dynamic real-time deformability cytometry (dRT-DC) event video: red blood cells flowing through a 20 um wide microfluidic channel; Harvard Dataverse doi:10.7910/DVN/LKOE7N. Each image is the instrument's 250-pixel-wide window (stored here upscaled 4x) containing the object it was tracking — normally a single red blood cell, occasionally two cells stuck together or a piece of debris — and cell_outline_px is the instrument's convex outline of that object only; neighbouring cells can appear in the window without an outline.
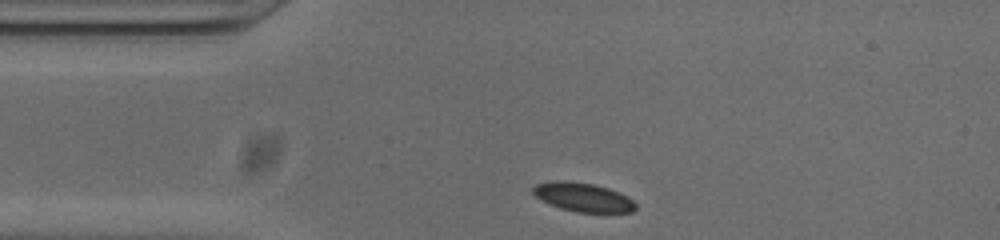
{"species": "common noctule bat (a hibernating species)", "species_latin": "Nyctalus noctula", "temperature_condition": "cold", "stored_images_in_passage": 33, "camera_frame_rate_fps": 3000, "um_per_image_px": 0.085, "animal": {"sex": "male", "body_mass_g": 20.0, "forearm_length_mm": 53.3}, "frame": {"image": 1, "passage_image": 1, "time_ms": 0.0, "image_size_px": [1000, 240], "cell_outline_px": [[636, 208], [632, 212], [576, 212], [560, 208], [540, 200], [532, 192], [532, 188], [536, 184], [556, 180], [564, 180], [592, 184], [608, 188], [628, 196], [636, 204]], "centroid_in_image_um": [49.54, 16.76], "position_along_channel_um": 35.5, "area_um2": 17.22}}
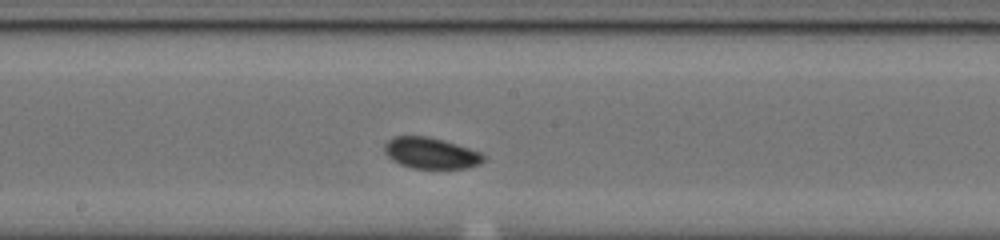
{"frame": {"image": 2, "passage_image": 17, "time_ms": 5.333, "image_size_px": [1000, 240], "cell_outline_px": [[484, 160], [480, 164], [468, 168], [412, 168], [400, 164], [392, 160], [384, 152], [384, 144], [388, 140], [396, 136], [428, 136], [444, 140], [480, 152], [484, 156]], "centroid_in_image_um": [36.61, 13.01], "position_along_channel_um": 211.6, "area_um2": 17.92}}
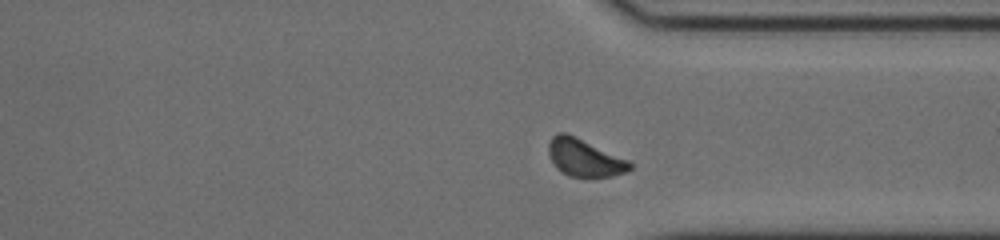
{"frame": {"image": 3, "passage_image": 29, "time_ms": 9.333, "image_size_px": [1000, 240], "cell_outline_px": [[632, 168], [628, 172], [612, 176], [568, 176], [560, 172], [556, 168], [548, 152], [548, 144], [552, 136], [556, 132], [568, 132], [628, 160], [632, 164]], "centroid_in_image_um": [49.66, 13.39], "position_along_channel_um": 361.7, "area_um2": 17.86}, "authors_computed_cell_mechanics": {"area_um2": 17.8024, "velocity_mm_per_s": 3.7766, "shape_relaxation_time_tau1_ms": 1.4988, "shape_relaxation_time_tau2_ms": null, "deformation_change_tau1": 0.0422, "deformation_change_tau2": null}}